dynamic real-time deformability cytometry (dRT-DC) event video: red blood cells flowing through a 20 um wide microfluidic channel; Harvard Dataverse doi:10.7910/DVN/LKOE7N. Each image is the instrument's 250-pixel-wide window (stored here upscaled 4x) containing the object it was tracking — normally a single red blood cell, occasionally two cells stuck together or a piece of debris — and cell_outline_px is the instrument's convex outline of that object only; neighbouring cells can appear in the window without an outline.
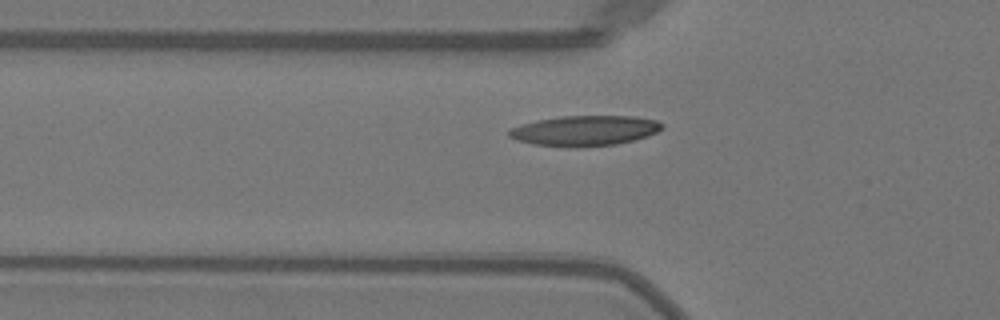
{"species": "Egyptian fruit bat (a non-hibernating species)", "species_latin": "Rousettus aegyptiacus", "temperature_condition": "warm", "stored_images_in_passage": 35, "camera_frame_rate_fps": 3000, "um_per_image_px": 0.085, "animal": {"sex": "female"}, "frame": {"image": 1, "passage_image": 5, "time_ms": 1.333, "image_size_px": [1000, 320], "cell_outline_px": [[664, 128], [648, 136], [616, 144], [576, 148], [532, 144], [516, 140], [508, 136], [508, 132], [512, 128], [536, 120], [560, 116], [636, 116], [656, 120], [664, 124]], "centroid_in_image_um": [49.72, 11.11], "position_along_channel_um": 76.1, "area_um2": 27.11}}
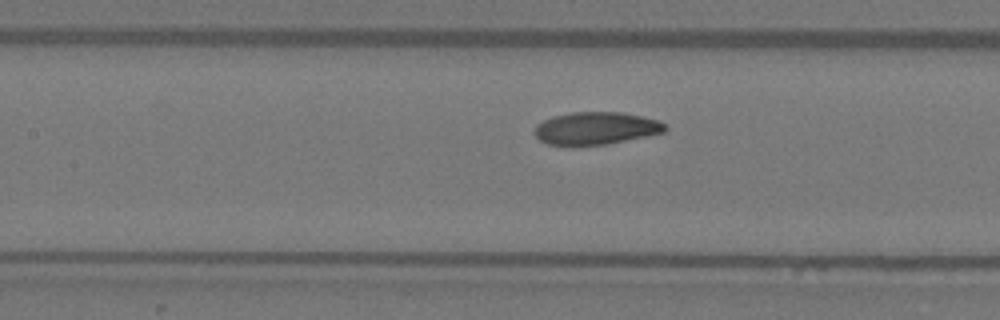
{"frame": {"image": 2, "passage_image": 11, "time_ms": 3.333, "image_size_px": [1000, 320], "cell_outline_px": [[668, 128], [664, 132], [604, 144], [580, 148], [572, 148], [548, 144], [540, 140], [536, 136], [536, 124], [552, 116], [572, 112], [620, 112], [640, 116], [656, 120], [664, 124]], "centroid_in_image_um": [50.57, 10.93], "position_along_channel_um": 156.8, "area_um2": 24.97}}
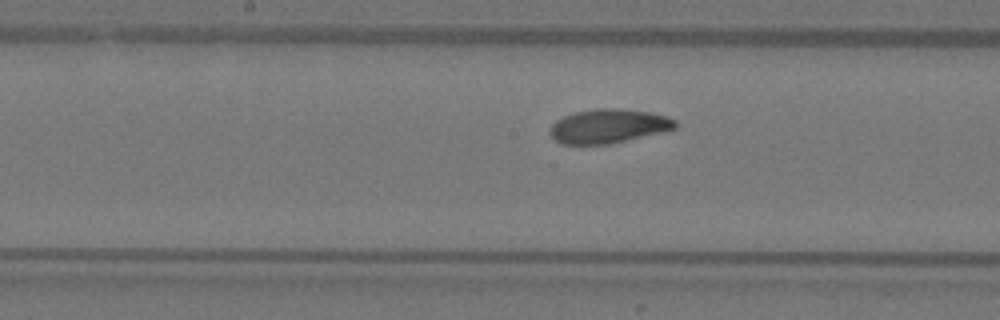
{"frame": {"image": 3, "passage_image": 14, "time_ms": 4.333, "image_size_px": [1000, 320], "cell_outline_px": [[676, 128], [660, 132], [608, 144], [560, 144], [548, 132], [552, 124], [556, 120], [572, 112], [596, 108], [620, 108], [648, 112], [664, 116], [676, 120]], "centroid_in_image_um": [51.66, 10.71], "position_along_channel_um": 196.5, "area_um2": 24.68}}